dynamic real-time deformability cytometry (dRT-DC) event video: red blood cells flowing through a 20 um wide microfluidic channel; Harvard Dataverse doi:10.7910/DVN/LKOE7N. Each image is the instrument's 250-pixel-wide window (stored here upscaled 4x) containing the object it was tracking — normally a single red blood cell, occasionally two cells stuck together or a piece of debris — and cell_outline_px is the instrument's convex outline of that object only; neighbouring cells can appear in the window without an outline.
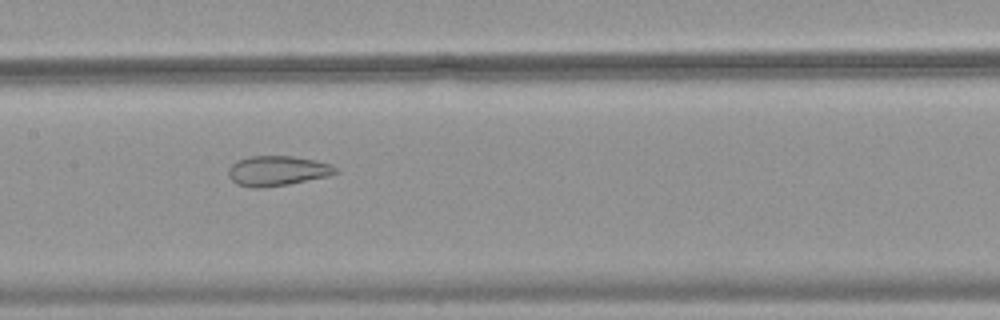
{"species": "common noctule bat (a hibernating species)", "species_latin": "Nyctalus noctula", "temperature_condition": "warm", "stored_images_in_passage": 52, "camera_frame_rate_fps": 3000, "um_per_image_px": 0.085, "animal": {"sex": "female", "body_mass_g": 18.4}, "frame": {"image": 1, "passage_image": 27, "time_ms": 8.667, "image_size_px": [1000, 320], "cell_outline_px": [[340, 172], [328, 176], [288, 184], [264, 188], [252, 188], [236, 184], [228, 176], [228, 168], [236, 160], [248, 156], [292, 156], [332, 164], [340, 168]], "centroid_in_image_um": [23.57, 14.52], "position_along_channel_um": 183.8, "area_um2": 18.96}}
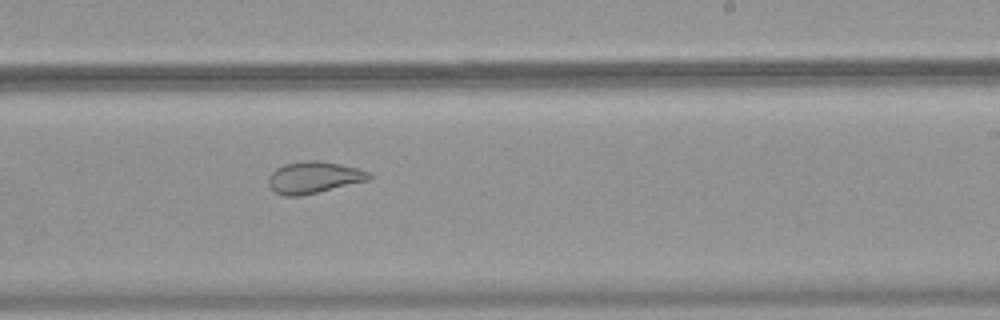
{"frame": {"image": 2, "passage_image": 33, "time_ms": 10.667, "image_size_px": [1000, 320], "cell_outline_px": [[372, 176], [368, 180], [300, 196], [284, 196], [276, 192], [268, 184], [268, 176], [276, 168], [284, 164], [304, 160], [316, 160], [340, 164], [372, 172]], "centroid_in_image_um": [26.66, 15.07], "position_along_channel_um": 262.3, "area_um2": 18.5}}
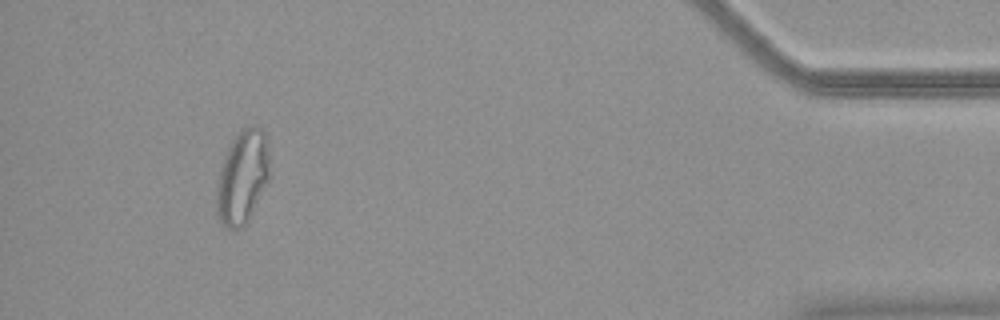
{"frame": {"image": 3, "passage_image": 49, "time_ms": 16.0, "image_size_px": [1000, 320], "cell_outline_px": [[268, 180], [248, 220], [240, 228], [232, 232], [220, 220], [216, 212], [216, 188], [220, 168], [224, 156], [232, 140], [240, 128], [252, 124], [256, 124], [264, 132], [268, 148]], "centroid_in_image_um": [20.58, 15.03], "position_along_channel_um": 414.6, "area_um2": 28.9}}